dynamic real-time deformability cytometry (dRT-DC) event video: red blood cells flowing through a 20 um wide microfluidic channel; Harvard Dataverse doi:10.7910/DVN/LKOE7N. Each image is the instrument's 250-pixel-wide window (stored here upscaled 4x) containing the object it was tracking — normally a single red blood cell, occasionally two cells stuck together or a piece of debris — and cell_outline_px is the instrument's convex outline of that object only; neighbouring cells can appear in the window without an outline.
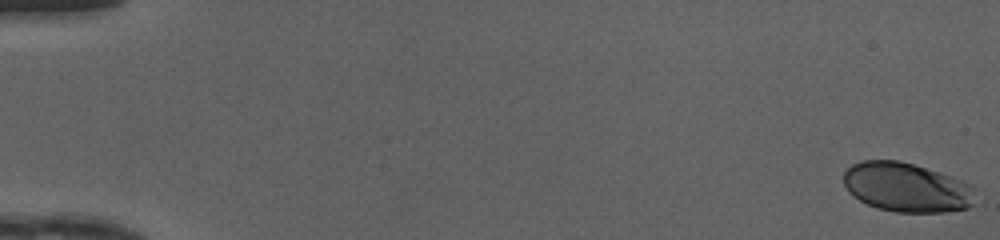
{"species": "human", "species_latin": "Homo sapiens", "temperature_condition": "cold", "stored_images_in_passage": 50, "camera_frame_rate_fps": 3000, "um_per_image_px": 0.085, "donor": {"sex": "female"}, "frame": {"image": 1, "passage_image": 1, "time_ms": 0.0, "image_size_px": [1000, 240], "cell_outline_px": [[972, 204], [968, 208], [944, 212], [896, 212], [876, 208], [852, 196], [848, 192], [844, 184], [844, 172], [852, 164], [860, 160], [900, 160], [964, 180], [972, 184]], "centroid_in_image_um": [77.02, 15.92], "position_along_channel_um": 8.0, "area_um2": 37.86}}
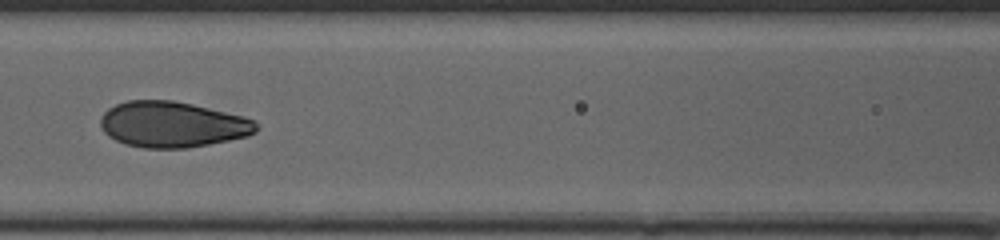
{"frame": {"image": 2, "passage_image": 24, "time_ms": 7.667, "image_size_px": [1000, 240], "cell_outline_px": [[260, 128], [256, 132], [248, 136], [188, 148], [144, 148], [124, 144], [108, 136], [104, 132], [100, 124], [100, 116], [108, 108], [116, 104], [128, 100], [172, 100], [192, 104], [244, 116], [256, 120]], "centroid_in_image_um": [14.66, 10.58], "position_along_channel_um": 151.9, "area_um2": 41.85}}
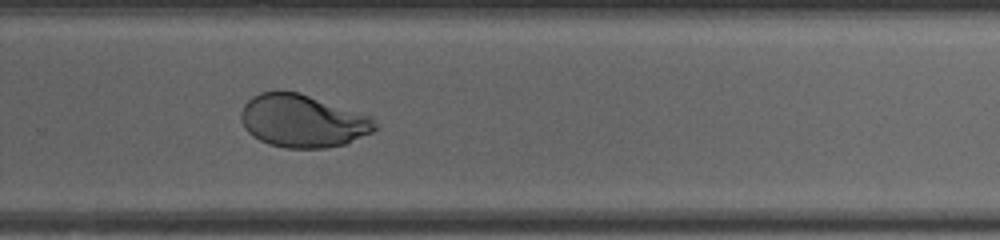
{"frame": {"image": 3, "passage_image": 35, "time_ms": 11.333, "image_size_px": [1000, 240], "cell_outline_px": [[380, 124], [372, 132], [344, 144], [328, 148], [284, 148], [268, 144], [252, 136], [244, 128], [240, 120], [240, 112], [244, 104], [252, 96], [260, 92], [300, 92], [372, 116]], "centroid_in_image_um": [25.73, 10.28], "position_along_channel_um": 304.1, "area_um2": 41.56}, "authors_computed_cell_mechanics": {"area_um2": 41.2114, "velocity_mm_per_s": 4.1606, "shape_relaxation_time_tau1_ms": 4.053, "shape_relaxation_time_tau2_ms": null, "deformation_change_tau1": 0.1699, "deformation_change_tau2": null}}